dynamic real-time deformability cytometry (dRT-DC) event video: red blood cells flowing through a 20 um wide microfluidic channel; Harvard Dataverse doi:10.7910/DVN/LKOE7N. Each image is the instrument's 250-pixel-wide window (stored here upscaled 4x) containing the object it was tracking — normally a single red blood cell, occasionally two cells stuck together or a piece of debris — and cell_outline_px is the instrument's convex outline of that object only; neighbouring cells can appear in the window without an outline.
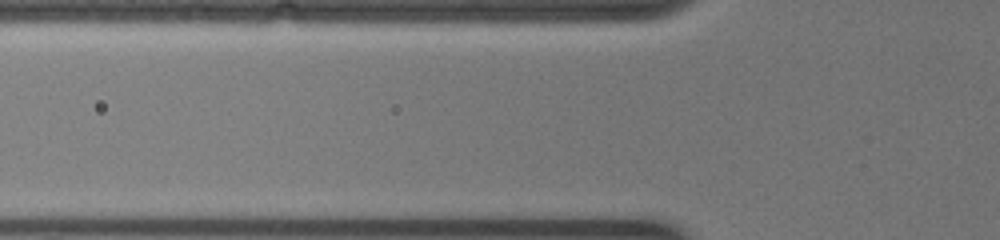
{"species": "common noctule bat (a hibernating species)", "species_latin": "Nyctalus noctula", "temperature_condition": "warm", "stored_images_in_passage": 2, "camera_frame_rate_fps": 3000, "um_per_image_px": 0.085, "animal": {"sex": "female", "body_mass_g": 19.0, "forearm_length_mm": 51.5}, "frame": {"image": 1, "passage_image": 2, "time_ms": 0.333, "image_size_px": [1000, 240], "cell_outline_px": [[640, 188], [612, 192], [536, 192], [492, 188], [492, 184], [504, 180], [568, 180], [628, 184]], "centroid_in_image_um": [47.71, 15.82], "position_along_channel_um": 78.1, "area_um2": 10.23}}